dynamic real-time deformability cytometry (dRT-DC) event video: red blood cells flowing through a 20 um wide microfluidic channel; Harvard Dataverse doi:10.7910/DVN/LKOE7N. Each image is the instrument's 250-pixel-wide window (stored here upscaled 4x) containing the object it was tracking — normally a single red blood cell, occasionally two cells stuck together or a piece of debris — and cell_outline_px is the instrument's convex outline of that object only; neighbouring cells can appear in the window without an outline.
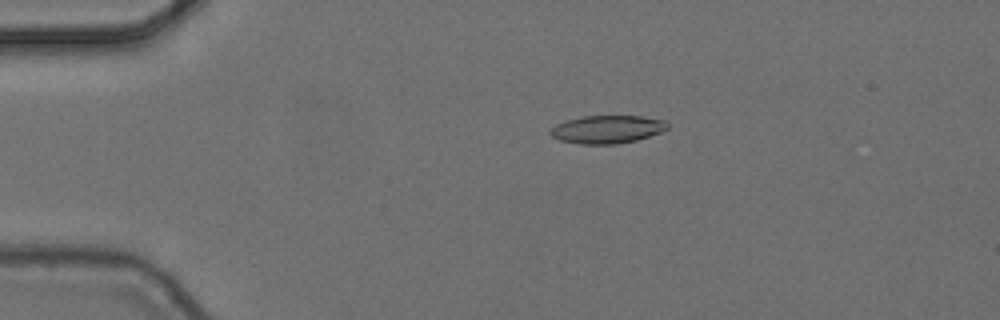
{"species": "common noctule bat (a hibernating species)", "species_latin": "Nyctalus noctula", "temperature_condition": "cold", "stored_images_in_passage": 3, "camera_frame_rate_fps": 3000, "um_per_image_px": 0.085, "animal": {"sex": "female", "body_mass_g": 24.6, "forearm_length_mm": 56.2}, "frame": {"image": 1, "passage_image": 1, "time_ms": 0.0, "image_size_px": [1000, 320], "cell_outline_px": [[668, 128], [660, 132], [636, 140], [616, 144], [580, 144], [560, 140], [552, 136], [548, 132], [556, 124], [564, 120], [584, 116], [640, 116], [664, 120], [668, 124]], "centroid_in_image_um": [51.58, 10.99], "position_along_channel_um": 33.4, "area_um2": 19.02}}
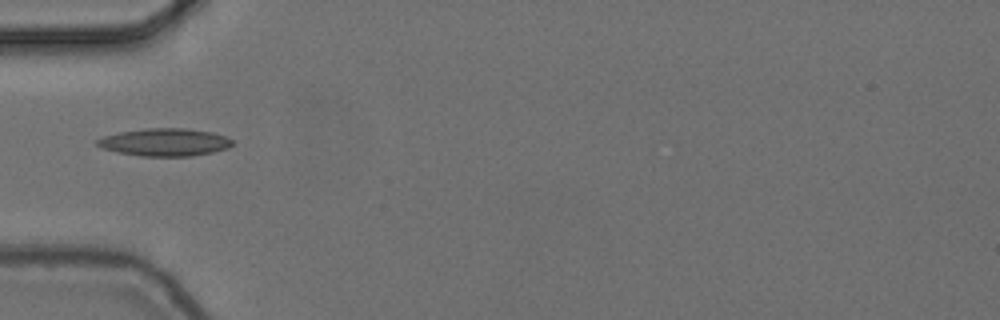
{"frame": {"image": 2, "passage_image": 3, "time_ms": 0.667, "image_size_px": [1000, 320], "cell_outline_px": [[232, 144], [228, 148], [212, 152], [192, 156], [140, 156], [116, 152], [104, 148], [96, 144], [96, 140], [104, 136], [120, 132], [148, 128], [184, 128], [212, 132], [224, 136], [232, 140]], "centroid_in_image_um": [14.0, 12.09], "position_along_channel_um": 71.0, "area_um2": 21.62}}